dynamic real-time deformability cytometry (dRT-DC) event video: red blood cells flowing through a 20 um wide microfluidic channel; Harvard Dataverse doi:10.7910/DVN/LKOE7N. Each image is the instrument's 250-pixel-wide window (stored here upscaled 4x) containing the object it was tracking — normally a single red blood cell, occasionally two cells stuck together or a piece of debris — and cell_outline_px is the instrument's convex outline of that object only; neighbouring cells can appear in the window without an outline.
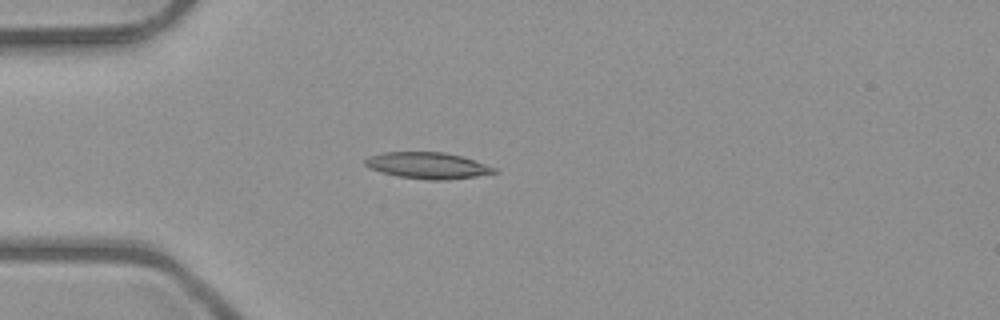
{"species": "common noctule bat (a hibernating species)", "species_latin": "Nyctalus noctula", "temperature_condition": "room temperature", "stored_images_in_passage": 51, "camera_frame_rate_fps": 3000, "um_per_image_px": 0.085, "animal": {"sex": "male", "body_mass_g": 23.1, "forearm_length_mm": 52.7}, "frame": {"image": 1, "passage_image": 14, "time_ms": 4.333, "image_size_px": [1000, 320], "cell_outline_px": [[496, 172], [476, 176], [440, 180], [428, 180], [400, 176], [380, 172], [364, 164], [364, 160], [368, 156], [384, 152], [444, 152], [460, 156], [496, 168]], "centroid_in_image_um": [36.3, 14.06], "position_along_channel_um": 48.7, "area_um2": 19.42}}
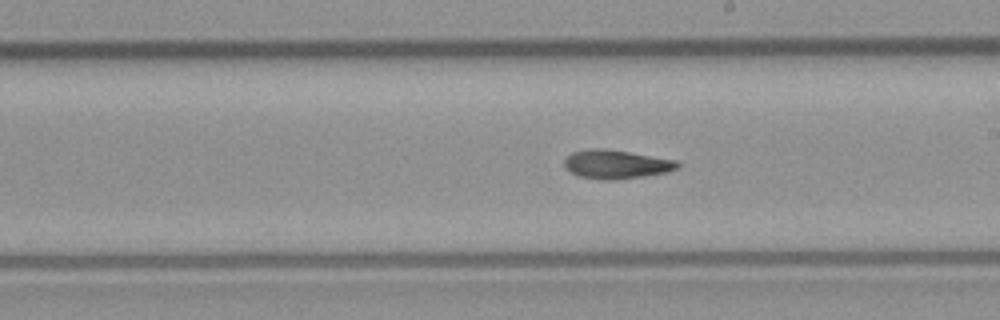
{"frame": {"image": 2, "passage_image": 29, "time_ms": 9.333, "image_size_px": [1000, 320], "cell_outline_px": [[680, 168], [668, 172], [644, 176], [612, 180], [600, 180], [576, 176], [564, 168], [564, 160], [572, 152], [596, 148], [600, 148], [628, 152], [676, 160], [680, 164]], "centroid_in_image_um": [52.36, 13.98], "position_along_channel_um": 236.6, "area_um2": 19.02}}
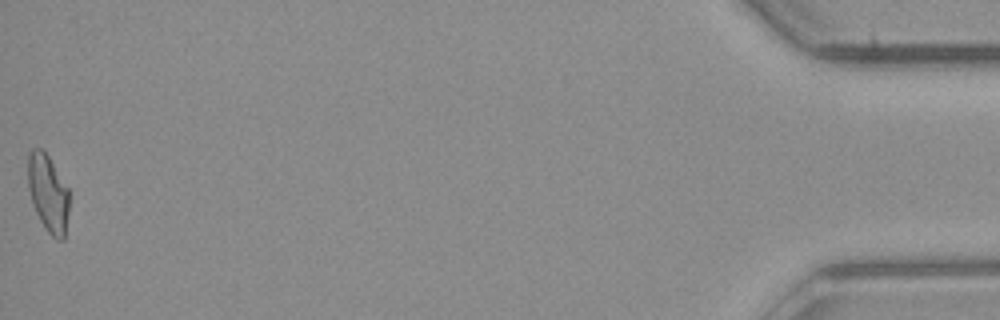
{"frame": {"image": 3, "passage_image": 51, "time_ms": 16.667, "image_size_px": [1000, 320], "cell_outline_px": [[68, 212], [64, 240], [56, 240], [48, 232], [40, 220], [36, 212], [28, 188], [28, 152], [32, 148], [40, 148], [48, 156], [68, 188]], "centroid_in_image_um": [4.08, 16.43], "position_along_channel_um": 431.1, "area_um2": 18.38}, "authors_computed_cell_mechanics": {"area_um2": 18.5538, "velocity_mm_per_s": 4.0562, "shape_relaxation_time_tau1_ms": 8.9175, "shape_relaxation_time_tau2_ms": 5.4301, "deformation_change_tau1": 0.2139, "deformation_change_tau2": 0.1358}}